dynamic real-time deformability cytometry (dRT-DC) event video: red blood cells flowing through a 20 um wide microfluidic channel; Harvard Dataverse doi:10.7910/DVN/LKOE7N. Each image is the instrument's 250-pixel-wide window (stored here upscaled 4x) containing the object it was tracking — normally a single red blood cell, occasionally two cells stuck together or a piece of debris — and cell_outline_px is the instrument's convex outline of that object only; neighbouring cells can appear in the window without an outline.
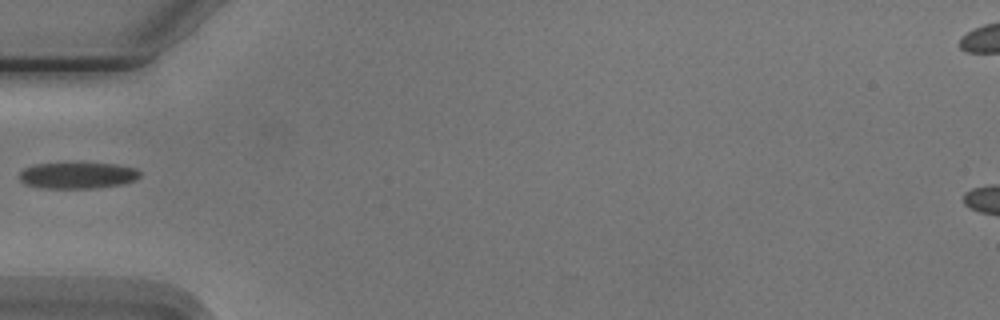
{"species": "Egyptian fruit bat (a non-hibernating species)", "species_latin": "Rousettus aegyptiacus", "temperature_condition": "cold", "stored_images_in_passage": 2, "camera_frame_rate_fps": 3000, "um_per_image_px": 0.085, "animal": {"sex": "male"}, "frame": {"image": 1, "passage_image": 1, "time_ms": 0.0, "image_size_px": [1000, 320], "cell_outline_px": [[140, 176], [136, 180], [120, 184], [96, 188], [44, 188], [24, 184], [20, 180], [20, 172], [24, 168], [36, 164], [116, 164], [136, 168], [140, 172]], "centroid_in_image_um": [6.6, 14.92], "position_along_channel_um": 78.4, "area_um2": 18.21}}
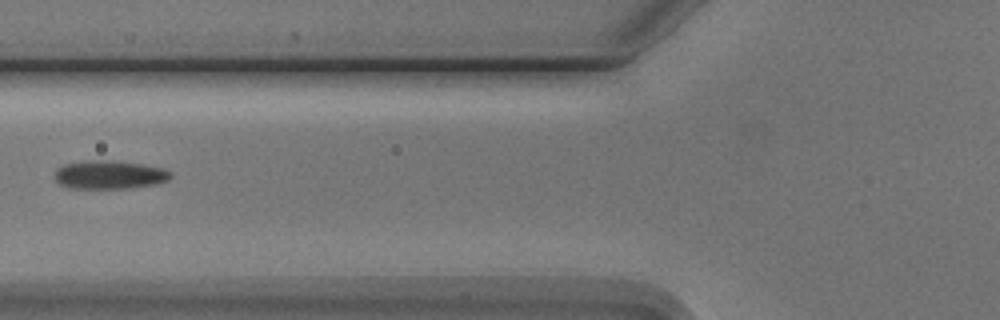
{"frame": {"image": 2, "passage_image": 2, "time_ms": 1.0, "image_size_px": [1000, 320], "cell_outline_px": [[172, 176], [168, 180], [156, 184], [132, 188], [68, 188], [60, 184], [56, 180], [56, 168], [64, 164], [88, 160], [112, 160], [140, 164], [164, 168]], "centroid_in_image_um": [9.29, 14.85], "position_along_channel_um": 116.5, "area_um2": 19.19}}